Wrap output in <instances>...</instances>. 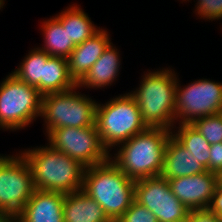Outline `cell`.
<instances>
[{
  "label": "cell",
  "instance_id": "cell-1",
  "mask_svg": "<svg viewBox=\"0 0 222 222\" xmlns=\"http://www.w3.org/2000/svg\"><path fill=\"white\" fill-rule=\"evenodd\" d=\"M172 131L164 128H147L118 145L117 153L109 160L133 180L160 176L166 145ZM119 149V150H118Z\"/></svg>",
  "mask_w": 222,
  "mask_h": 222
},
{
  "label": "cell",
  "instance_id": "cell-2",
  "mask_svg": "<svg viewBox=\"0 0 222 222\" xmlns=\"http://www.w3.org/2000/svg\"><path fill=\"white\" fill-rule=\"evenodd\" d=\"M20 153L29 164L35 189L63 194L82 190L85 167L67 154L48 144Z\"/></svg>",
  "mask_w": 222,
  "mask_h": 222
},
{
  "label": "cell",
  "instance_id": "cell-3",
  "mask_svg": "<svg viewBox=\"0 0 222 222\" xmlns=\"http://www.w3.org/2000/svg\"><path fill=\"white\" fill-rule=\"evenodd\" d=\"M163 68L147 71L139 87L129 93L137 102L147 128L173 130L175 126V97L177 73Z\"/></svg>",
  "mask_w": 222,
  "mask_h": 222
},
{
  "label": "cell",
  "instance_id": "cell-4",
  "mask_svg": "<svg viewBox=\"0 0 222 222\" xmlns=\"http://www.w3.org/2000/svg\"><path fill=\"white\" fill-rule=\"evenodd\" d=\"M82 191L97 201L116 222L135 200V180L108 160L85 168Z\"/></svg>",
  "mask_w": 222,
  "mask_h": 222
},
{
  "label": "cell",
  "instance_id": "cell-5",
  "mask_svg": "<svg viewBox=\"0 0 222 222\" xmlns=\"http://www.w3.org/2000/svg\"><path fill=\"white\" fill-rule=\"evenodd\" d=\"M95 125L101 142L109 151L147 129L135 99L128 93L100 104L95 110ZM116 146V147H115Z\"/></svg>",
  "mask_w": 222,
  "mask_h": 222
},
{
  "label": "cell",
  "instance_id": "cell-6",
  "mask_svg": "<svg viewBox=\"0 0 222 222\" xmlns=\"http://www.w3.org/2000/svg\"><path fill=\"white\" fill-rule=\"evenodd\" d=\"M42 94L10 73L0 83V130H20L42 114Z\"/></svg>",
  "mask_w": 222,
  "mask_h": 222
},
{
  "label": "cell",
  "instance_id": "cell-7",
  "mask_svg": "<svg viewBox=\"0 0 222 222\" xmlns=\"http://www.w3.org/2000/svg\"><path fill=\"white\" fill-rule=\"evenodd\" d=\"M73 89L42 96V114L46 134L55 128L90 127L95 124L97 102Z\"/></svg>",
  "mask_w": 222,
  "mask_h": 222
},
{
  "label": "cell",
  "instance_id": "cell-8",
  "mask_svg": "<svg viewBox=\"0 0 222 222\" xmlns=\"http://www.w3.org/2000/svg\"><path fill=\"white\" fill-rule=\"evenodd\" d=\"M18 154H0V212L11 219L23 210L35 191L29 164Z\"/></svg>",
  "mask_w": 222,
  "mask_h": 222
},
{
  "label": "cell",
  "instance_id": "cell-9",
  "mask_svg": "<svg viewBox=\"0 0 222 222\" xmlns=\"http://www.w3.org/2000/svg\"><path fill=\"white\" fill-rule=\"evenodd\" d=\"M46 135L52 149L67 154L85 168L109 160L110 153L102 144L95 124L82 128H55Z\"/></svg>",
  "mask_w": 222,
  "mask_h": 222
},
{
  "label": "cell",
  "instance_id": "cell-10",
  "mask_svg": "<svg viewBox=\"0 0 222 222\" xmlns=\"http://www.w3.org/2000/svg\"><path fill=\"white\" fill-rule=\"evenodd\" d=\"M177 78L175 124H191L208 115L222 113V82L198 79L181 87Z\"/></svg>",
  "mask_w": 222,
  "mask_h": 222
},
{
  "label": "cell",
  "instance_id": "cell-11",
  "mask_svg": "<svg viewBox=\"0 0 222 222\" xmlns=\"http://www.w3.org/2000/svg\"><path fill=\"white\" fill-rule=\"evenodd\" d=\"M135 201L151 211L159 222L187 219L189 210L172 193L162 176L141 178L135 181Z\"/></svg>",
  "mask_w": 222,
  "mask_h": 222
},
{
  "label": "cell",
  "instance_id": "cell-12",
  "mask_svg": "<svg viewBox=\"0 0 222 222\" xmlns=\"http://www.w3.org/2000/svg\"><path fill=\"white\" fill-rule=\"evenodd\" d=\"M167 181L172 193L189 211L207 209L219 183L218 174L210 171Z\"/></svg>",
  "mask_w": 222,
  "mask_h": 222
},
{
  "label": "cell",
  "instance_id": "cell-13",
  "mask_svg": "<svg viewBox=\"0 0 222 222\" xmlns=\"http://www.w3.org/2000/svg\"><path fill=\"white\" fill-rule=\"evenodd\" d=\"M64 199L63 193L35 189L14 220L16 222H64Z\"/></svg>",
  "mask_w": 222,
  "mask_h": 222
},
{
  "label": "cell",
  "instance_id": "cell-14",
  "mask_svg": "<svg viewBox=\"0 0 222 222\" xmlns=\"http://www.w3.org/2000/svg\"><path fill=\"white\" fill-rule=\"evenodd\" d=\"M111 43L107 30L101 28L91 38L77 45L67 58L71 78L78 84Z\"/></svg>",
  "mask_w": 222,
  "mask_h": 222
},
{
  "label": "cell",
  "instance_id": "cell-15",
  "mask_svg": "<svg viewBox=\"0 0 222 222\" xmlns=\"http://www.w3.org/2000/svg\"><path fill=\"white\" fill-rule=\"evenodd\" d=\"M206 171L207 169L172 135L169 137L160 176L169 180Z\"/></svg>",
  "mask_w": 222,
  "mask_h": 222
},
{
  "label": "cell",
  "instance_id": "cell-16",
  "mask_svg": "<svg viewBox=\"0 0 222 222\" xmlns=\"http://www.w3.org/2000/svg\"><path fill=\"white\" fill-rule=\"evenodd\" d=\"M119 54L118 49L111 42L77 86L86 89H102L111 86L120 73Z\"/></svg>",
  "mask_w": 222,
  "mask_h": 222
},
{
  "label": "cell",
  "instance_id": "cell-17",
  "mask_svg": "<svg viewBox=\"0 0 222 222\" xmlns=\"http://www.w3.org/2000/svg\"><path fill=\"white\" fill-rule=\"evenodd\" d=\"M64 222H113L100 204L82 190L65 194Z\"/></svg>",
  "mask_w": 222,
  "mask_h": 222
},
{
  "label": "cell",
  "instance_id": "cell-18",
  "mask_svg": "<svg viewBox=\"0 0 222 222\" xmlns=\"http://www.w3.org/2000/svg\"><path fill=\"white\" fill-rule=\"evenodd\" d=\"M55 18L67 30L69 39L75 46L91 38L101 29L94 25L88 14L77 4L66 7L64 11L62 10L57 16L55 15Z\"/></svg>",
  "mask_w": 222,
  "mask_h": 222
},
{
  "label": "cell",
  "instance_id": "cell-19",
  "mask_svg": "<svg viewBox=\"0 0 222 222\" xmlns=\"http://www.w3.org/2000/svg\"><path fill=\"white\" fill-rule=\"evenodd\" d=\"M41 28L44 44L38 48L50 56L67 59L76 46L70 41L62 24L52 16L48 20H43Z\"/></svg>",
  "mask_w": 222,
  "mask_h": 222
},
{
  "label": "cell",
  "instance_id": "cell-20",
  "mask_svg": "<svg viewBox=\"0 0 222 222\" xmlns=\"http://www.w3.org/2000/svg\"><path fill=\"white\" fill-rule=\"evenodd\" d=\"M76 85L70 76L67 59L48 55L43 71V95L71 90Z\"/></svg>",
  "mask_w": 222,
  "mask_h": 222
},
{
  "label": "cell",
  "instance_id": "cell-21",
  "mask_svg": "<svg viewBox=\"0 0 222 222\" xmlns=\"http://www.w3.org/2000/svg\"><path fill=\"white\" fill-rule=\"evenodd\" d=\"M176 128V130H174ZM172 136L209 171L211 144L195 129L192 124L174 126ZM174 131V132H173Z\"/></svg>",
  "mask_w": 222,
  "mask_h": 222
},
{
  "label": "cell",
  "instance_id": "cell-22",
  "mask_svg": "<svg viewBox=\"0 0 222 222\" xmlns=\"http://www.w3.org/2000/svg\"><path fill=\"white\" fill-rule=\"evenodd\" d=\"M47 61V53L39 48L31 49L12 74L20 81L36 87L43 95V71Z\"/></svg>",
  "mask_w": 222,
  "mask_h": 222
},
{
  "label": "cell",
  "instance_id": "cell-23",
  "mask_svg": "<svg viewBox=\"0 0 222 222\" xmlns=\"http://www.w3.org/2000/svg\"><path fill=\"white\" fill-rule=\"evenodd\" d=\"M191 124L209 144L222 142V113L201 117Z\"/></svg>",
  "mask_w": 222,
  "mask_h": 222
},
{
  "label": "cell",
  "instance_id": "cell-24",
  "mask_svg": "<svg viewBox=\"0 0 222 222\" xmlns=\"http://www.w3.org/2000/svg\"><path fill=\"white\" fill-rule=\"evenodd\" d=\"M116 222H159L156 216L135 200Z\"/></svg>",
  "mask_w": 222,
  "mask_h": 222
},
{
  "label": "cell",
  "instance_id": "cell-25",
  "mask_svg": "<svg viewBox=\"0 0 222 222\" xmlns=\"http://www.w3.org/2000/svg\"><path fill=\"white\" fill-rule=\"evenodd\" d=\"M195 8L196 15L198 13L201 19H222V0H198Z\"/></svg>",
  "mask_w": 222,
  "mask_h": 222
},
{
  "label": "cell",
  "instance_id": "cell-26",
  "mask_svg": "<svg viewBox=\"0 0 222 222\" xmlns=\"http://www.w3.org/2000/svg\"><path fill=\"white\" fill-rule=\"evenodd\" d=\"M209 151V171L219 175L222 172V142L211 144Z\"/></svg>",
  "mask_w": 222,
  "mask_h": 222
},
{
  "label": "cell",
  "instance_id": "cell-27",
  "mask_svg": "<svg viewBox=\"0 0 222 222\" xmlns=\"http://www.w3.org/2000/svg\"><path fill=\"white\" fill-rule=\"evenodd\" d=\"M217 216L208 209L191 210L187 216V222H216Z\"/></svg>",
  "mask_w": 222,
  "mask_h": 222
},
{
  "label": "cell",
  "instance_id": "cell-28",
  "mask_svg": "<svg viewBox=\"0 0 222 222\" xmlns=\"http://www.w3.org/2000/svg\"><path fill=\"white\" fill-rule=\"evenodd\" d=\"M207 209L217 217H222V185L220 183H218Z\"/></svg>",
  "mask_w": 222,
  "mask_h": 222
},
{
  "label": "cell",
  "instance_id": "cell-29",
  "mask_svg": "<svg viewBox=\"0 0 222 222\" xmlns=\"http://www.w3.org/2000/svg\"><path fill=\"white\" fill-rule=\"evenodd\" d=\"M11 218L5 213L0 212V222H9Z\"/></svg>",
  "mask_w": 222,
  "mask_h": 222
},
{
  "label": "cell",
  "instance_id": "cell-30",
  "mask_svg": "<svg viewBox=\"0 0 222 222\" xmlns=\"http://www.w3.org/2000/svg\"><path fill=\"white\" fill-rule=\"evenodd\" d=\"M219 183L222 185V172L218 175Z\"/></svg>",
  "mask_w": 222,
  "mask_h": 222
},
{
  "label": "cell",
  "instance_id": "cell-31",
  "mask_svg": "<svg viewBox=\"0 0 222 222\" xmlns=\"http://www.w3.org/2000/svg\"><path fill=\"white\" fill-rule=\"evenodd\" d=\"M5 0H0V10H2L1 8H3Z\"/></svg>",
  "mask_w": 222,
  "mask_h": 222
},
{
  "label": "cell",
  "instance_id": "cell-32",
  "mask_svg": "<svg viewBox=\"0 0 222 222\" xmlns=\"http://www.w3.org/2000/svg\"><path fill=\"white\" fill-rule=\"evenodd\" d=\"M216 222H222V217H217V221Z\"/></svg>",
  "mask_w": 222,
  "mask_h": 222
},
{
  "label": "cell",
  "instance_id": "cell-33",
  "mask_svg": "<svg viewBox=\"0 0 222 222\" xmlns=\"http://www.w3.org/2000/svg\"><path fill=\"white\" fill-rule=\"evenodd\" d=\"M175 222H187V219H182V220L175 221Z\"/></svg>",
  "mask_w": 222,
  "mask_h": 222
}]
</instances>
